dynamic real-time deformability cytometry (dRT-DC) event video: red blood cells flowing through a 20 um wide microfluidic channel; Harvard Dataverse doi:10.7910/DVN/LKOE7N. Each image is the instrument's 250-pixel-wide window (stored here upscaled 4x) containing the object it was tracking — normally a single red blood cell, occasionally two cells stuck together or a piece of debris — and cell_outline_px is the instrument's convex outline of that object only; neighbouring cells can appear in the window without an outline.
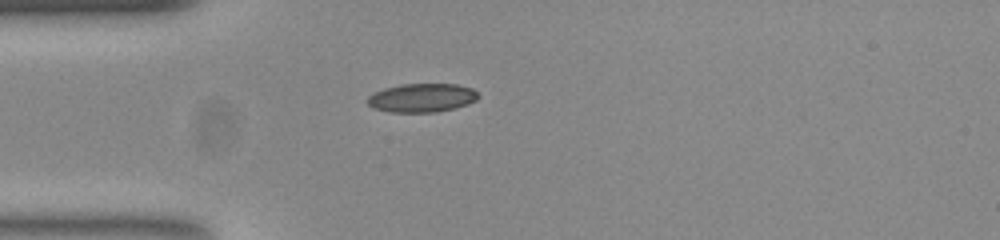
{"species": "common noctule bat (a hibernating species)", "species_latin": "Nyctalus noctula", "temperature_condition": "room temperature", "stored_images_in_passage": 31, "camera_frame_rate_fps": 3000, "um_per_image_px": 0.085, "animal": {"sex": "female", "body_mass_g": 23.0, "forearm_length_mm": 53.4}, "frame": {"image": 1, "passage_image": 1, "time_ms": 0.0, "image_size_px": [1000, 240], "cell_outline_px": [[480, 96], [476, 100], [468, 104], [456, 108], [436, 112], [392, 112], [372, 108], [364, 100], [368, 96], [384, 88], [400, 84], [456, 84], [472, 88]], "centroid_in_image_um": [35.85, 8.31], "position_along_channel_um": 49.2, "area_um2": 18.67}}
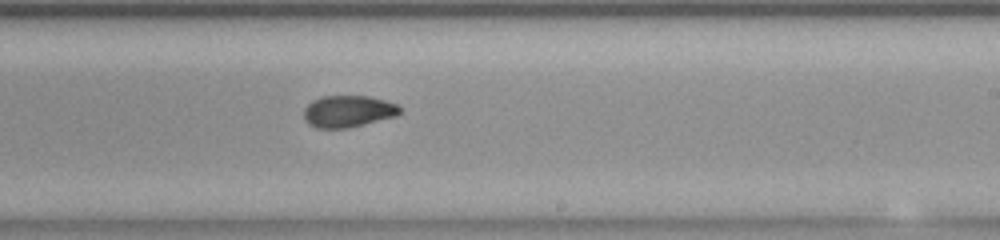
{"frame": {"image": 2, "passage_image": 18, "time_ms": 5.667, "image_size_px": [1000, 240], "cell_outline_px": [[404, 108], [396, 116], [348, 128], [316, 128], [308, 124], [304, 116], [304, 108], [312, 100], [320, 96], [368, 96], [400, 104]], "centroid_in_image_um": [29.61, 9.45], "position_along_channel_um": 259.4, "area_um2": 17.98}}
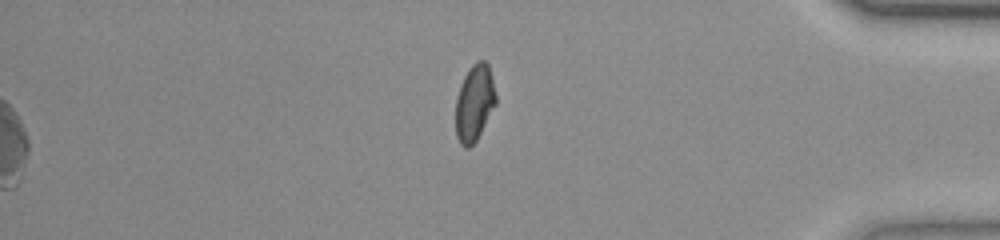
{"frame": {"image": 3, "passage_image": 31, "time_ms": 10.0, "image_size_px": [1000, 240], "cell_outline_px": [[496, 104], [476, 140], [468, 148], [464, 148], [460, 144], [456, 136], [456, 96], [460, 84], [468, 68], [476, 60], [484, 60], [488, 64], [496, 96]], "centroid_in_image_um": [40.31, 8.73], "position_along_channel_um": 394.9, "area_um2": 17.92}, "authors_computed_cell_mechanics": {"area_um2": 18.207, "velocity_mm_per_s": 3.8916, "shape_relaxation_time_tau1_ms": null, "shape_relaxation_time_tau2_ms": 1.5711, "deformation_change_tau1": null, "deformation_change_tau2": 0.0605}}